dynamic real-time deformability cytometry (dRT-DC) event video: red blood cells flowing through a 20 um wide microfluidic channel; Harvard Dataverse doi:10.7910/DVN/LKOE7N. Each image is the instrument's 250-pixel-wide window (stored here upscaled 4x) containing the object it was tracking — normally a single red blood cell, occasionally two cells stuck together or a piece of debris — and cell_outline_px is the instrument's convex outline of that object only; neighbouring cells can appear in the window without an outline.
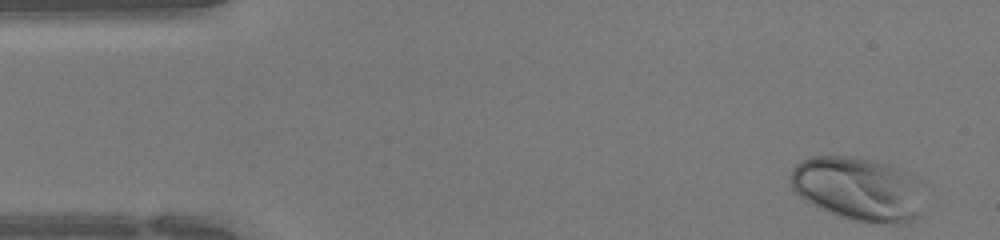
{"species": "human", "species_latin": "Homo sapiens", "temperature_condition": "warm", "stored_images_in_passage": 43, "camera_frame_rate_fps": 3000, "um_per_image_px": 0.085, "donor": {"sex": "female"}, "frame": {"image": 1, "passage_image": 1, "time_ms": 0.0, "image_size_px": [1000, 240], "cell_outline_px": [[924, 180], [920, 216], [908, 224], [896, 224], [856, 220], [840, 216], [816, 208], [792, 192], [788, 180], [792, 168], [800, 160], [808, 156], [860, 156], [888, 164], [912, 172], [920, 176]], "centroid_in_image_um": [72.98, 16.03], "position_along_channel_um": 12.0, "area_um2": 51.44}}
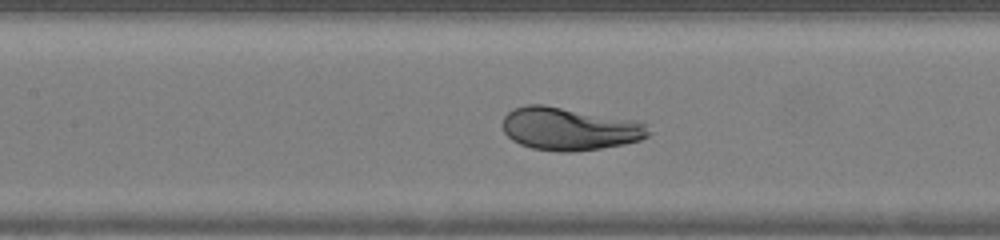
{"frame": {"image": 2, "passage_image": 18, "time_ms": 5.667, "image_size_px": [1000, 240], "cell_outline_px": [[652, 132], [648, 136], [640, 140], [624, 144], [600, 148], [572, 152], [560, 152], [532, 148], [520, 144], [512, 140], [504, 132], [500, 124], [504, 116], [512, 108], [528, 104], [544, 104], [636, 120], [648, 124]], "centroid_in_image_um": [48.4, 10.94], "position_along_channel_um": 159.0, "area_um2": 36.93}}
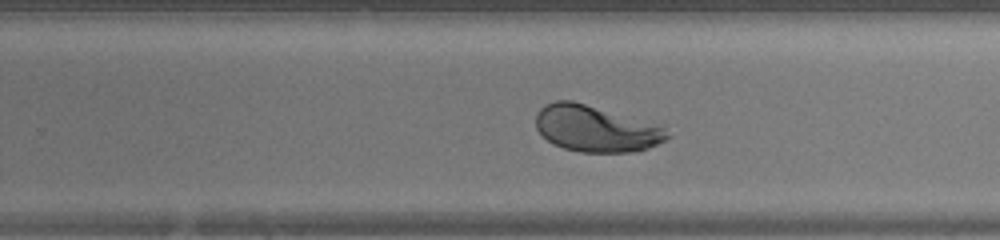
{"frame": {"image": 3, "passage_image": 26, "time_ms": 8.333, "image_size_px": [1000, 240], "cell_outline_px": [[672, 136], [648, 148], [636, 152], [580, 152], [564, 148], [552, 144], [536, 128], [536, 116], [540, 108], [544, 104], [556, 100], [572, 100], [664, 128]], "centroid_in_image_um": [50.58, 10.95], "position_along_channel_um": 279.2, "area_um2": 34.74}}